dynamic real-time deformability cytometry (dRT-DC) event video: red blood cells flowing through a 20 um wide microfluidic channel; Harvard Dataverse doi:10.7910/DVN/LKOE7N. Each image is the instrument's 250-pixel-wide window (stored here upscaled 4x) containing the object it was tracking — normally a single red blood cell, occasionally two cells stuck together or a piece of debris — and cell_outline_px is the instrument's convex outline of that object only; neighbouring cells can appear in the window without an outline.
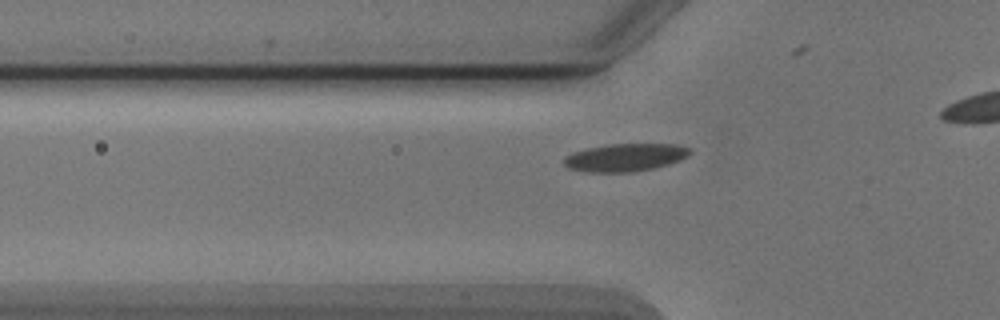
{"species": "Egyptian fruit bat (a non-hibernating species)", "species_latin": "Rousettus aegyptiacus", "temperature_condition": "cold", "stored_images_in_passage": 40, "camera_frame_rate_fps": 3000, "um_per_image_px": 0.085, "animal": {"sex": "male"}, "frame": {"image": 1, "passage_image": 14, "time_ms": 4.333, "image_size_px": [1000, 320], "cell_outline_px": [[692, 152], [688, 156], [680, 160], [668, 164], [652, 168], [632, 172], [584, 172], [568, 168], [564, 164], [564, 156], [572, 152], [588, 148], [608, 144], [676, 144], [692, 148]], "centroid_in_image_um": [53.14, 13.38], "position_along_channel_um": 72.7, "area_um2": 20.52}}
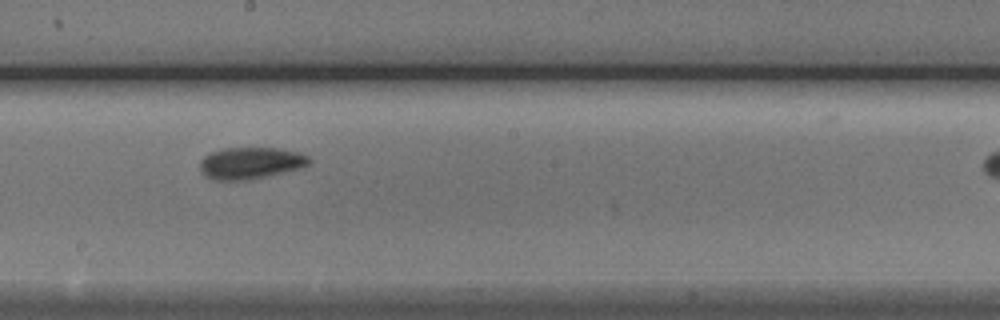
{"frame": {"image": 2, "passage_image": 26, "time_ms": 8.333, "image_size_px": [1000, 320], "cell_outline_px": [[312, 160], [308, 164], [300, 168], [248, 180], [212, 180], [204, 176], [200, 168], [200, 160], [208, 152], [224, 148], [276, 148], [300, 152], [308, 156]], "centroid_in_image_um": [21.26, 13.85], "position_along_channel_um": 226.9, "area_um2": 20.29}}
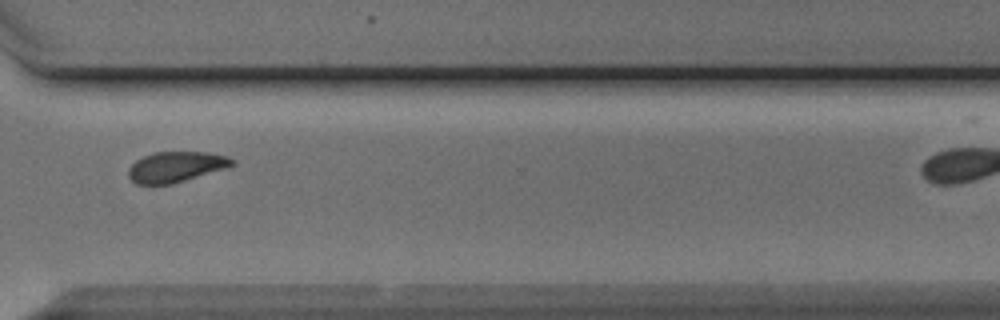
{"frame": {"image": 3, "passage_image": 36, "time_ms": 11.667, "image_size_px": [1000, 320], "cell_outline_px": [[236, 164], [228, 168], [172, 184], [136, 184], [128, 176], [128, 168], [136, 160], [144, 156], [156, 152], [208, 152], [228, 156], [236, 160]], "centroid_in_image_um": [15.0, 14.18], "position_along_channel_um": 355.6, "area_um2": 18.61}}